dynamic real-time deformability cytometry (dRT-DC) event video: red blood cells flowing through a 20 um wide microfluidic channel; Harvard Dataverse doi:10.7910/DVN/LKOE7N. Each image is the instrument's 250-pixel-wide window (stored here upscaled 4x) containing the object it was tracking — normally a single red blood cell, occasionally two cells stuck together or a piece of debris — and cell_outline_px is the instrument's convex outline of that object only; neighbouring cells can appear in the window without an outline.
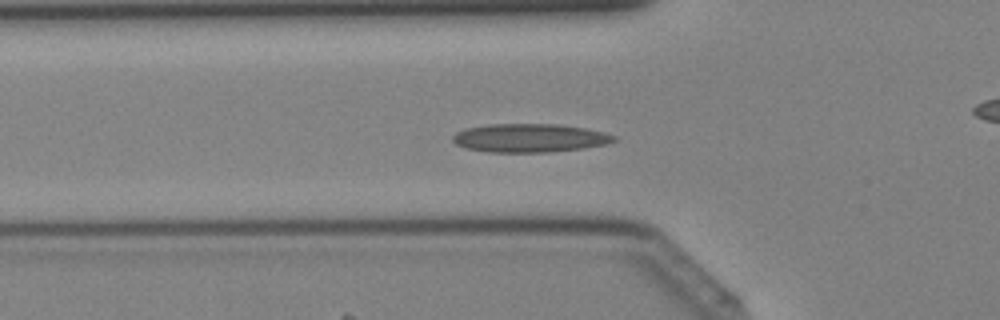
{"species": "Egyptian fruit bat (a non-hibernating species)", "species_latin": "Rousettus aegyptiacus", "temperature_condition": "cold", "stored_images_in_passage": 42, "camera_frame_rate_fps": 3000, "um_per_image_px": 0.085, "animal": {"sex": "female"}, "frame": {"image": 1, "passage_image": 14, "time_ms": 4.333, "image_size_px": [1000, 320], "cell_outline_px": [[616, 140], [608, 144], [584, 148], [548, 152], [488, 152], [468, 148], [456, 144], [452, 140], [452, 136], [456, 132], [464, 128], [488, 124], [556, 124], [584, 128], [604, 132], [616, 136]], "centroid_in_image_um": [45.02, 11.72], "position_along_channel_um": 80.8, "area_um2": 26.82}}
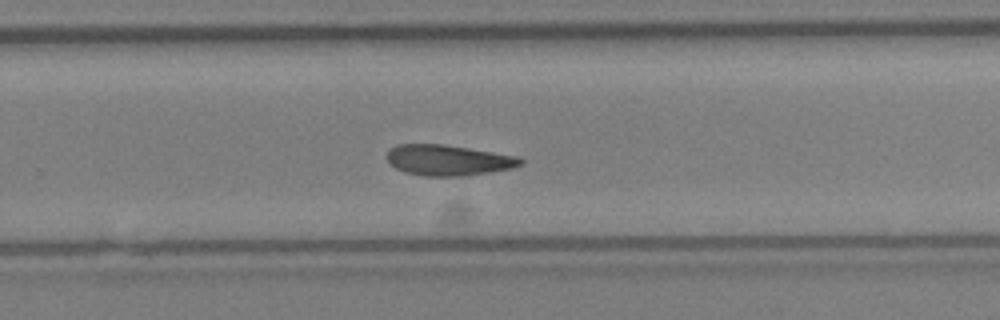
{"frame": {"image": 2, "passage_image": 27, "time_ms": 8.667, "image_size_px": [1000, 320], "cell_outline_px": [[524, 164], [512, 168], [464, 176], [424, 176], [404, 172], [396, 168], [388, 160], [388, 148], [396, 144], [444, 144], [520, 156], [524, 160]], "centroid_in_image_um": [38.13, 13.6], "position_along_channel_um": 291.7, "area_um2": 24.04}}
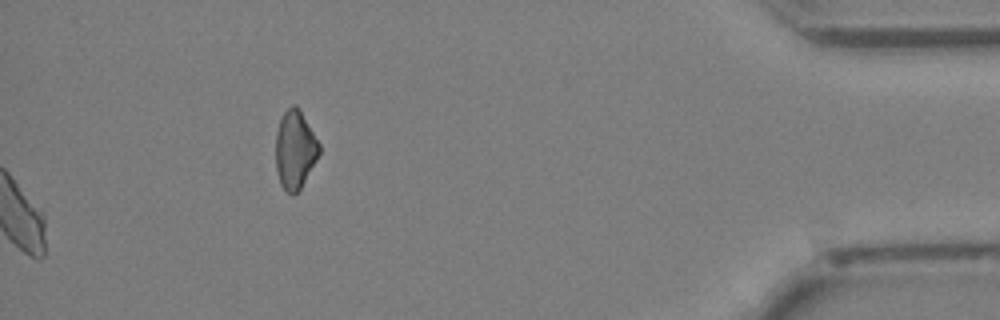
{"frame": {"image": 3, "passage_image": 42, "time_ms": 13.667, "image_size_px": [1000, 320], "cell_outline_px": [[320, 152], [316, 160], [300, 188], [292, 196], [280, 184], [276, 172], [276, 132], [280, 120], [284, 112], [292, 104], [296, 104], [300, 108], [320, 144]], "centroid_in_image_um": [25.07, 12.69], "position_along_channel_um": 410.1, "area_um2": 19.83}}